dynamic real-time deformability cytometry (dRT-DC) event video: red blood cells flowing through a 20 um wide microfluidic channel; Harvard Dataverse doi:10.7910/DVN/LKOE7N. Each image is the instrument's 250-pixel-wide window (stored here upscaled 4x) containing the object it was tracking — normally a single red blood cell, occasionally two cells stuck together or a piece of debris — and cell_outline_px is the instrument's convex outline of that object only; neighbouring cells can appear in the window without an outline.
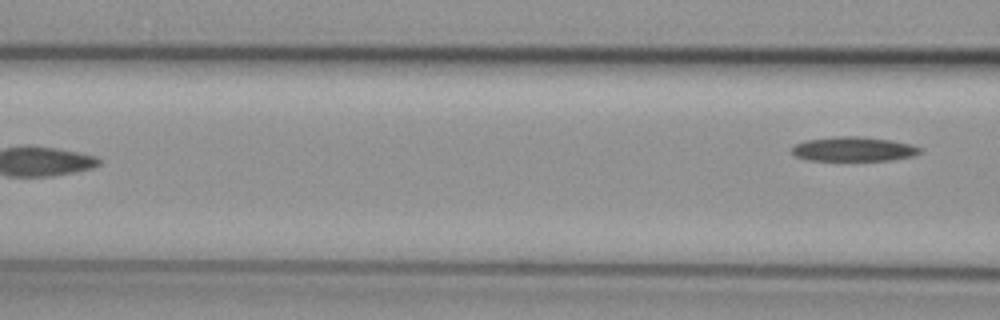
{"species": "common noctule bat (a hibernating species)", "species_latin": "Nyctalus noctula", "temperature_condition": "cold", "stored_images_in_passage": 6, "camera_frame_rate_fps": 3000, "um_per_image_px": 0.085, "animal": {"sex": "female", "body_mass_g": 29.2, "forearm_length_mm": 56.3}, "frame": {"image": 1, "passage_image": 6, "time_ms": 6.0, "image_size_px": [1000, 320], "cell_outline_px": [[920, 152], [912, 156], [888, 160], [808, 160], [796, 156], [792, 152], [792, 148], [796, 144], [804, 140], [836, 136], [860, 136], [888, 140], [912, 144], [920, 148]], "centroid_in_image_um": [72.52, 12.66], "position_along_channel_um": 94.1, "area_um2": 18.03}}